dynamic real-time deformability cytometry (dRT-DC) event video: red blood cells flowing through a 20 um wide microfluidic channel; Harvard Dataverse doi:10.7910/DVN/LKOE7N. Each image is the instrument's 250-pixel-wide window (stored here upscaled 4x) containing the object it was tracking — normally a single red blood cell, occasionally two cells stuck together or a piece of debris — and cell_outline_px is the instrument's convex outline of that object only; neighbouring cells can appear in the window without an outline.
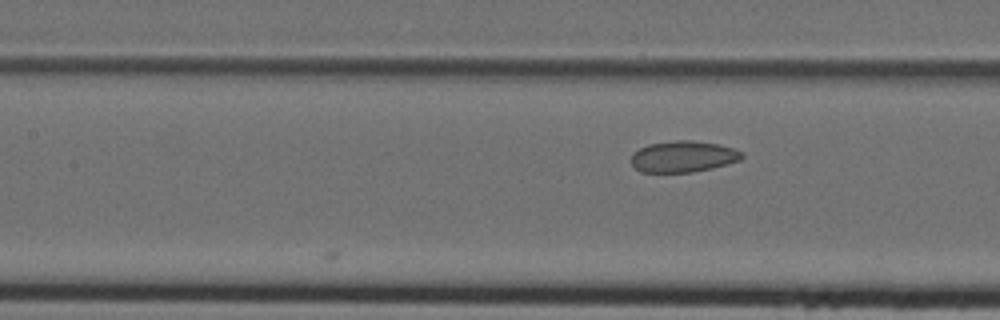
{"species": "Egyptian fruit bat (a non-hibernating species)", "species_latin": "Rousettus aegyptiacus", "temperature_condition": "cold", "stored_images_in_passage": 7, "camera_frame_rate_fps": 3000, "um_per_image_px": 0.085, "animal": {"sex": "female"}, "frame": {"image": 1, "passage_image": 7, "time_ms": 2.0, "image_size_px": [1000, 320], "cell_outline_px": [[744, 156], [740, 160], [712, 168], [692, 172], [640, 172], [632, 164], [632, 152], [648, 144], [676, 140], [692, 140], [720, 144], [744, 152]], "centroid_in_image_um": [58.08, 13.3], "position_along_channel_um": 149.3, "area_um2": 20.23}}